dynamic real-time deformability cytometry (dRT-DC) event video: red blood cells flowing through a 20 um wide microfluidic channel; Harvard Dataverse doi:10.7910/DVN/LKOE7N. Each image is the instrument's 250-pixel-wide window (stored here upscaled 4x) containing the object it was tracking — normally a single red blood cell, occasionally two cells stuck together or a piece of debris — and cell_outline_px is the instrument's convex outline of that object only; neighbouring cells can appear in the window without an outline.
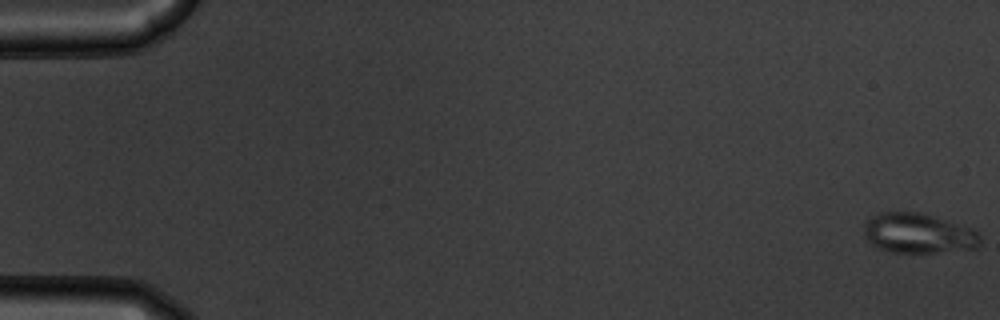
{"species": "common noctule bat (a hibernating species)", "species_latin": "Nyctalus noctula", "temperature_condition": "warm", "stored_images_in_passage": 57, "segment_of_instrument_passage": [1, 2], "camera_frame_rate_fps": 3000, "um_per_image_px": 0.085, "animal": {"sex": "male", "body_mass_g": 19.5, "forearm_length_mm": 54.6}, "frame": {"image": 1, "passage_image": 1, "time_ms": 0.0, "image_size_px": [1000, 320], "cell_outline_px": [[980, 244], [976, 248], [936, 252], [892, 252], [876, 248], [864, 236], [864, 224], [872, 216], [880, 212], [920, 212], [972, 228], [980, 236]], "centroid_in_image_um": [78.03, 19.83], "position_along_channel_um": 7.0, "area_um2": 26.93}}
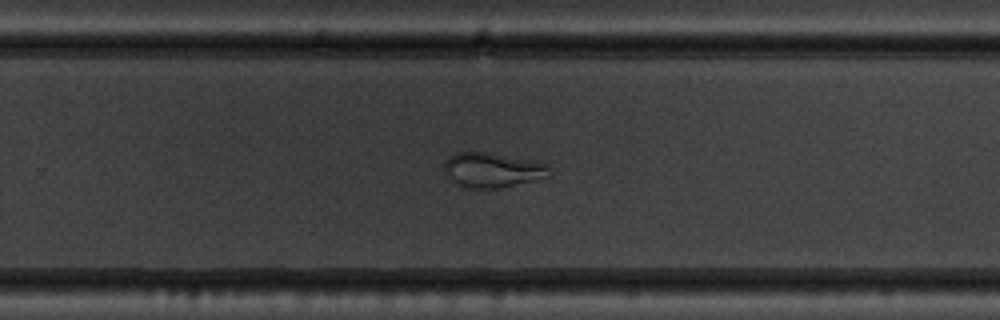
{"frame": {"image": 2, "passage_image": 37, "time_ms": 12.0, "image_size_px": [1000, 320], "cell_outline_px": [[552, 176], [500, 188], [468, 188], [456, 184], [444, 172], [444, 164], [448, 156], [456, 152], [488, 152], [528, 160], [544, 164], [548, 168]], "centroid_in_image_um": [41.81, 14.46], "position_along_channel_um": 288.0, "area_um2": 21.15}}
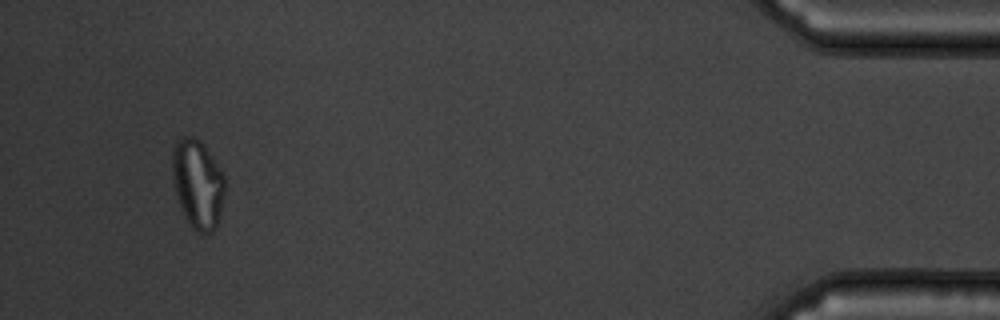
{"frame": {"image": 3, "passage_image": 53, "time_ms": 17.333, "image_size_px": [1000, 320], "cell_outline_px": [[224, 196], [216, 228], [212, 232], [196, 232], [188, 224], [180, 208], [176, 196], [172, 176], [172, 148], [176, 140], [184, 136], [192, 136], [200, 140], [204, 144], [224, 176]], "centroid_in_image_um": [16.77, 15.62], "position_along_channel_um": 418.4, "area_um2": 27.4}}